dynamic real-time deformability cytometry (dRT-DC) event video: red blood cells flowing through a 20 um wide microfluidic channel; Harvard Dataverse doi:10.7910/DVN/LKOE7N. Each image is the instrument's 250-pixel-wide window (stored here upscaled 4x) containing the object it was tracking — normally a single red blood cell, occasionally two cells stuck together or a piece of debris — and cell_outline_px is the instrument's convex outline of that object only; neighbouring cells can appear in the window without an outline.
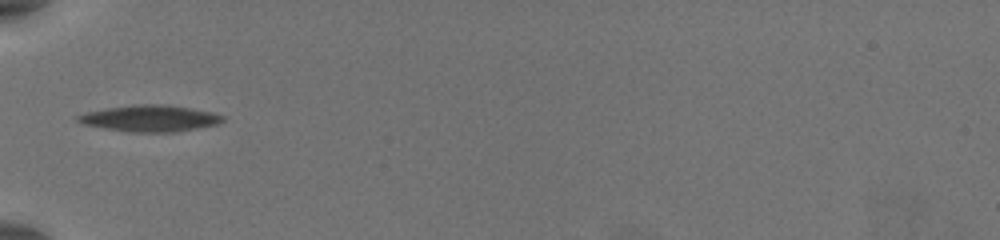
{"species": "common noctule bat (a hibernating species)", "species_latin": "Nyctalus noctula", "temperature_condition": "warm", "stored_images_in_passage": 30, "camera_frame_rate_fps": 3000, "um_per_image_px": 0.085, "animal": {"sex": "female", "body_mass_g": 19.5, "forearm_length_mm": 54.1}, "frame": {"image": 1, "passage_image": 1, "time_ms": 0.0, "image_size_px": [1000, 240], "cell_outline_px": [[224, 120], [220, 124], [176, 132], [128, 132], [104, 128], [84, 124], [76, 120], [76, 116], [88, 112], [108, 108], [144, 104], [156, 104], [188, 108], [212, 112], [224, 116]], "centroid_in_image_um": [12.78, 10.08], "position_along_channel_um": 72.2, "area_um2": 21.96}}
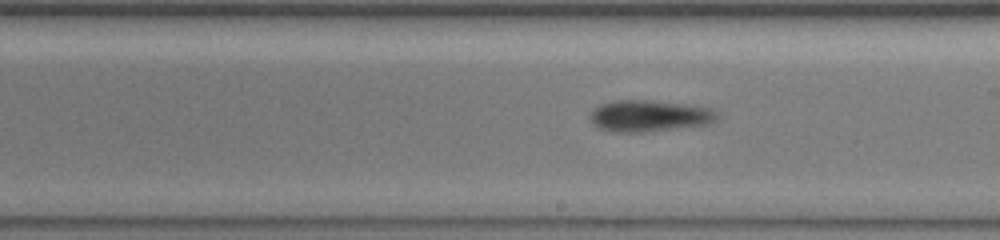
{"frame": {"image": 2, "passage_image": 14, "time_ms": 4.333, "image_size_px": [1000, 240], "cell_outline_px": [[716, 120], [708, 124], [644, 132], [612, 132], [600, 128], [592, 120], [592, 112], [596, 108], [604, 104], [620, 100], [644, 100], [684, 104], [708, 108], [716, 112]], "centroid_in_image_um": [55.21, 9.86], "position_along_channel_um": 233.8, "area_um2": 22.54}}
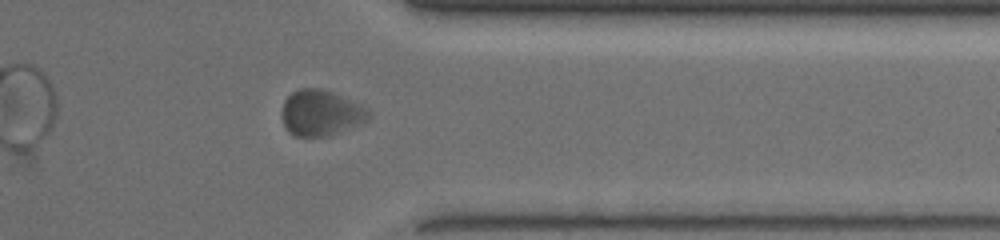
{"frame": {"image": 3, "passage_image": 26, "time_ms": 8.333, "image_size_px": [1000, 240], "cell_outline_px": [[372, 116], [360, 124], [332, 136], [292, 136], [288, 132], [284, 124], [284, 100], [292, 92], [300, 88], [320, 88], [356, 104], [364, 108]], "centroid_in_image_um": [27.24, 9.64], "position_along_channel_um": 384.2, "area_um2": 22.54}, "authors_computed_cell_mechanics": {"area_um2": 22.3108, "velocity_mm_per_s": 3.8133, "shape_relaxation_time_tau1_ms": 4.3719, "shape_relaxation_time_tau2_ms": 1.0503, "deformation_change_tau1": 0.1412, "deformation_change_tau2": 0.0575}}